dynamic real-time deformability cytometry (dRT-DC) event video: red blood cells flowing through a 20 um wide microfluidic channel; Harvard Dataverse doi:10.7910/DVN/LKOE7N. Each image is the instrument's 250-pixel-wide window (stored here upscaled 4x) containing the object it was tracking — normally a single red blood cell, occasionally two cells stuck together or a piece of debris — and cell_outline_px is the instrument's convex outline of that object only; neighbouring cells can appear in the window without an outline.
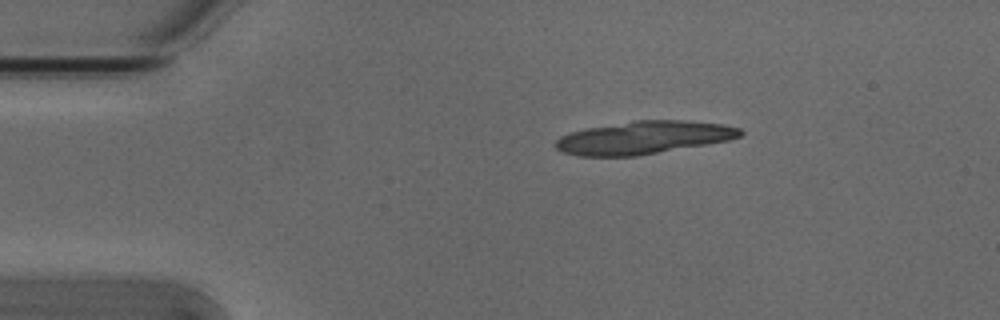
{"species": "Egyptian fruit bat (a non-hibernating species)", "species_latin": "Rousettus aegyptiacus", "temperature_condition": "cold", "stored_images_in_passage": 3, "camera_frame_rate_fps": 3000, "um_per_image_px": 0.085, "animal": {"sex": "male"}, "frame": {"image": 1, "passage_image": 3, "time_ms": 0.667, "image_size_px": [1000, 320], "cell_outline_px": [[744, 132], [740, 136], [728, 140], [708, 144], [636, 156], [576, 156], [560, 152], [552, 144], [560, 136], [584, 128], [636, 120], [684, 120], [720, 124], [740, 128]], "centroid_in_image_um": [54.65, 11.7], "position_along_channel_um": 30.4, "area_um2": 35.49}}